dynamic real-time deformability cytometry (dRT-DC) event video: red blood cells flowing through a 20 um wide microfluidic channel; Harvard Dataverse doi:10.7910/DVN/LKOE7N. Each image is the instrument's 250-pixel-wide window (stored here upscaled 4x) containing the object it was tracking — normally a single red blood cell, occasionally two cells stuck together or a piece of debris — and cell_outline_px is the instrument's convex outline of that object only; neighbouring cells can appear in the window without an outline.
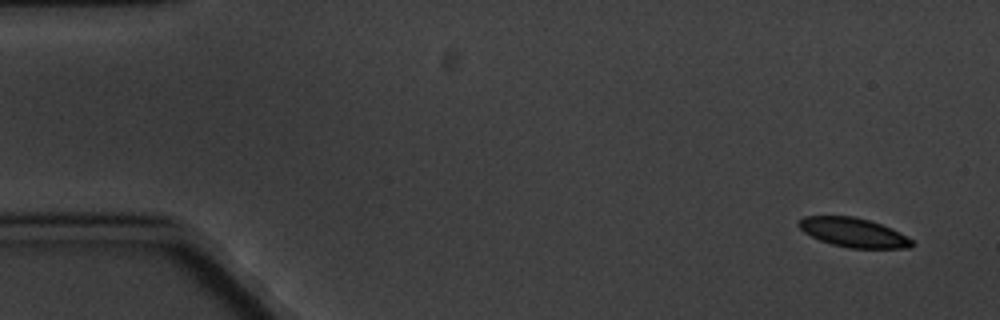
{"species": "common noctule bat (a hibernating species)", "species_latin": "Nyctalus noctula", "temperature_condition": "cold", "stored_images_in_passage": 5, "camera_frame_rate_fps": 3000, "um_per_image_px": 0.085, "animal": {"sex": "male", "body_mass_g": 20.1, "forearm_length_mm": 53.5}, "frame": {"image": 1, "passage_image": 1, "time_ms": 0.0, "image_size_px": [1000, 320], "cell_outline_px": [[916, 244], [912, 248], [848, 248], [832, 244], [820, 240], [804, 232], [796, 224], [796, 220], [804, 216], [852, 216], [868, 220], [892, 228], [912, 240]], "centroid_in_image_um": [72.53, 19.76], "position_along_channel_um": 12.5, "area_um2": 19.31}}
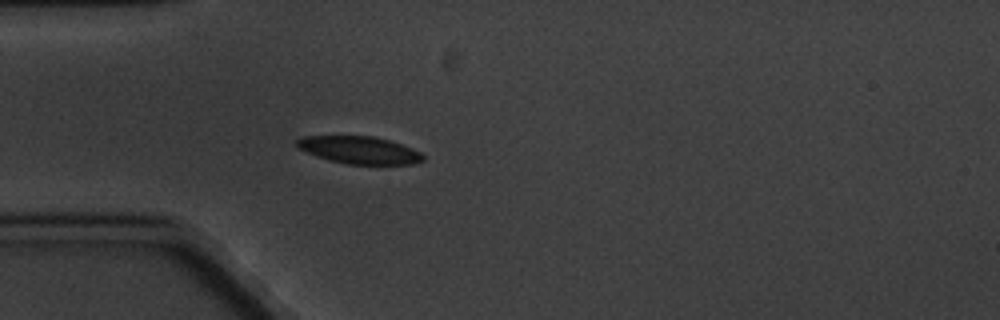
{"frame": {"image": 2, "passage_image": 5, "time_ms": 4.667, "image_size_px": [1000, 320], "cell_outline_px": [[424, 160], [412, 164], [348, 164], [328, 160], [316, 156], [300, 148], [296, 144], [296, 140], [304, 136], [376, 136], [412, 148], [420, 152], [424, 156]], "centroid_in_image_um": [30.56, 12.75], "position_along_channel_um": 54.4, "area_um2": 20.0}}